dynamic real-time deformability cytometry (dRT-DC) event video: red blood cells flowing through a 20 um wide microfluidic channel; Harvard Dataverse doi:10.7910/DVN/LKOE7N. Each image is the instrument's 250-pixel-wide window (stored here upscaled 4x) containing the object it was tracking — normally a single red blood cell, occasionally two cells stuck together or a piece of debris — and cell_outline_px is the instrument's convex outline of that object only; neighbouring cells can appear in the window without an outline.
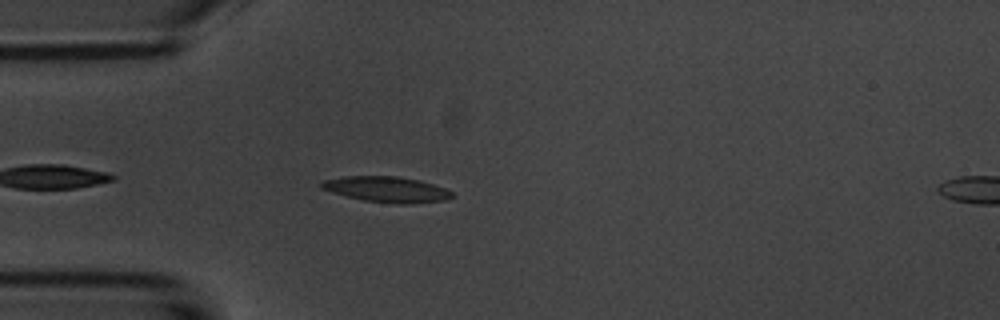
{"species": "common noctule bat (a hibernating species)", "species_latin": "Nyctalus noctula", "temperature_condition": "room temperature", "stored_images_in_passage": 21, "camera_frame_rate_fps": 3000, "um_per_image_px": 0.085, "animal": {"sex": "male", "body_mass_g": 20.1, "forearm_length_mm": 53.5}, "frame": {"image": 1, "passage_image": 3, "time_ms": 0.667, "image_size_px": [1000, 320], "cell_outline_px": [[456, 196], [444, 200], [412, 204], [396, 204], [364, 200], [332, 192], [320, 188], [320, 184], [324, 180], [344, 176], [396, 176], [416, 180], [432, 184], [444, 188], [452, 192]], "centroid_in_image_um": [32.88, 16.1], "position_along_channel_um": 52.1, "area_um2": 19.36}}
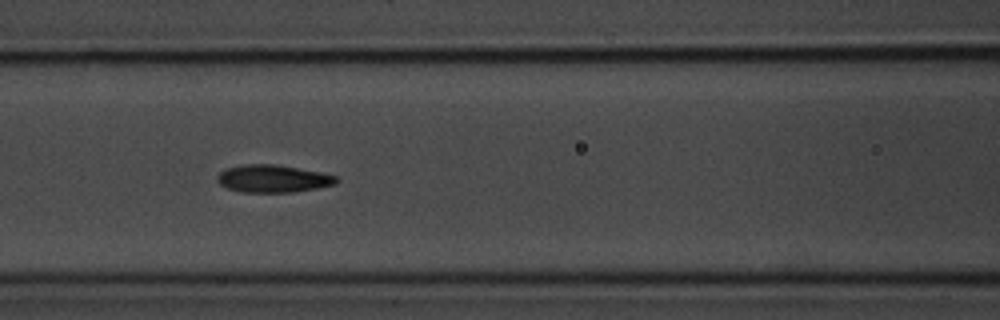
{"frame": {"image": 2, "passage_image": 11, "time_ms": 3.333, "image_size_px": [1000, 320], "cell_outline_px": [[340, 180], [336, 184], [316, 188], [292, 192], [240, 192], [228, 188], [220, 184], [216, 180], [216, 176], [220, 172], [228, 168], [240, 164], [276, 164], [320, 172], [336, 176]], "centroid_in_image_um": [23.19, 15.18], "position_along_channel_um": 143.4, "area_um2": 19.13}}
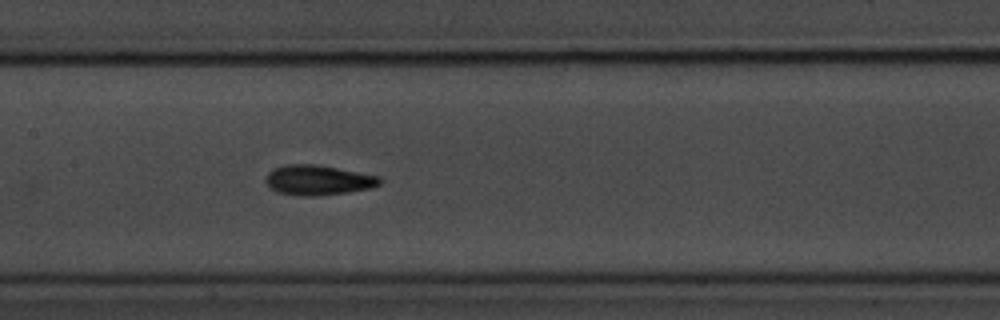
{"frame": {"image": 3, "passage_image": 14, "time_ms": 4.333, "image_size_px": [1000, 320], "cell_outline_px": [[384, 180], [380, 184], [372, 188], [348, 192], [316, 196], [300, 196], [276, 192], [268, 188], [264, 180], [264, 176], [272, 168], [284, 164], [316, 164], [380, 176]], "centroid_in_image_um": [26.99, 15.31], "position_along_channel_um": 180.4, "area_um2": 20.4}}